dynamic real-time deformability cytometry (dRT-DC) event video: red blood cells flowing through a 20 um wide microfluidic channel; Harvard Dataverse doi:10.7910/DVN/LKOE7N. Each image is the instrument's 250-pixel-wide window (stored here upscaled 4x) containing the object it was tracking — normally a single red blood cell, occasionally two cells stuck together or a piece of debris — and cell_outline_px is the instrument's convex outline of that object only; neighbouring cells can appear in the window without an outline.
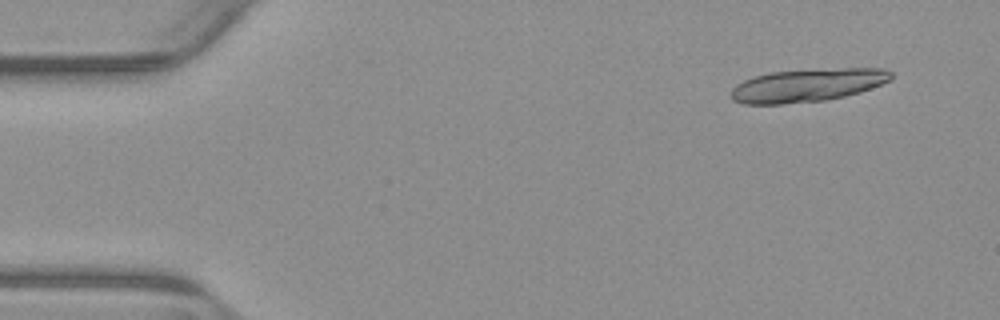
{"species": "common noctule bat (a hibernating species)", "species_latin": "Nyctalus noctula", "temperature_condition": "warm", "stored_images_in_passage": 15, "camera_frame_rate_fps": 3000, "um_per_image_px": 0.085, "animal": {"sex": "male", "body_mass_g": 23.1, "forearm_length_mm": 52.7}, "frame": {"image": 1, "passage_image": 1, "time_ms": 0.0, "image_size_px": [1000, 320], "cell_outline_px": [[892, 80], [860, 92], [828, 100], [784, 104], [744, 104], [732, 100], [732, 88], [736, 84], [744, 80], [756, 76], [772, 72], [844, 68], [884, 68], [892, 72]], "centroid_in_image_um": [68.66, 7.25], "position_along_channel_um": 16.3, "area_um2": 30.75}}